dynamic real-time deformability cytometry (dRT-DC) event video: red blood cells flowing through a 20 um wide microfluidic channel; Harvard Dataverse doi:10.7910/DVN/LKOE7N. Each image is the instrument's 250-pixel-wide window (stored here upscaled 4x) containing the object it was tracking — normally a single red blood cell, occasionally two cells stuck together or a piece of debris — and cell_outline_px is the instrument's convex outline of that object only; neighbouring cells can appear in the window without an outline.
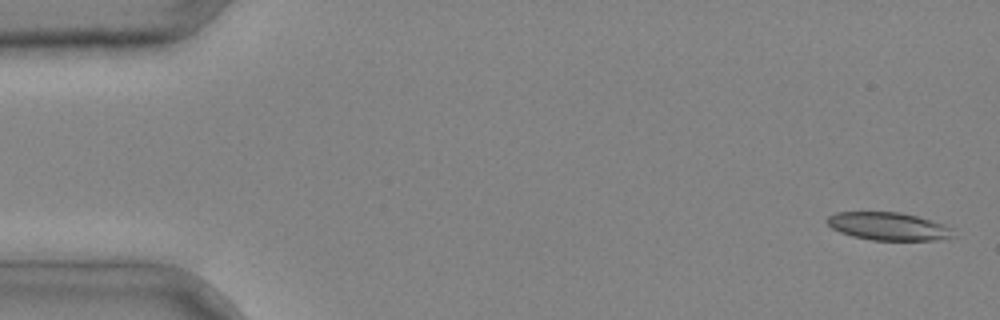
{"species": "common noctule bat (a hibernating species)", "species_latin": "Nyctalus noctula", "temperature_condition": "cold", "stored_images_in_passage": 5, "camera_frame_rate_fps": 3000, "um_per_image_px": 0.085, "animal": {"sex": "male", "body_mass_g": 20.4}, "frame": {"image": 1, "passage_image": 1, "time_ms": 0.0, "image_size_px": [1000, 320], "cell_outline_px": [[956, 236], [936, 240], [872, 240], [852, 236], [840, 232], [832, 228], [824, 220], [828, 216], [836, 212], [900, 212], [932, 220], [944, 224], [952, 228]], "centroid_in_image_um": [75.51, 19.23], "position_along_channel_um": 9.5, "area_um2": 20.63}}
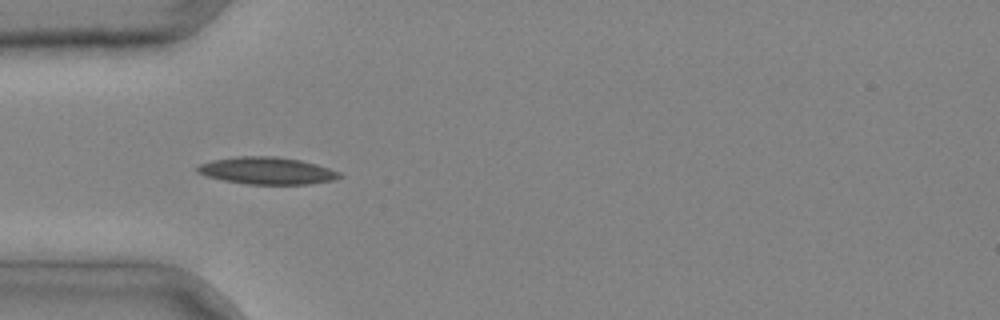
{"frame": {"image": 2, "passage_image": 4, "time_ms": 1.0, "image_size_px": [1000, 320], "cell_outline_px": [[344, 176], [336, 180], [308, 184], [244, 184], [204, 176], [196, 172], [196, 168], [200, 164], [212, 160], [236, 156], [276, 156], [300, 160], [316, 164], [340, 172]], "centroid_in_image_um": [22.69, 14.51], "position_along_channel_um": 62.3, "area_um2": 22.66}}